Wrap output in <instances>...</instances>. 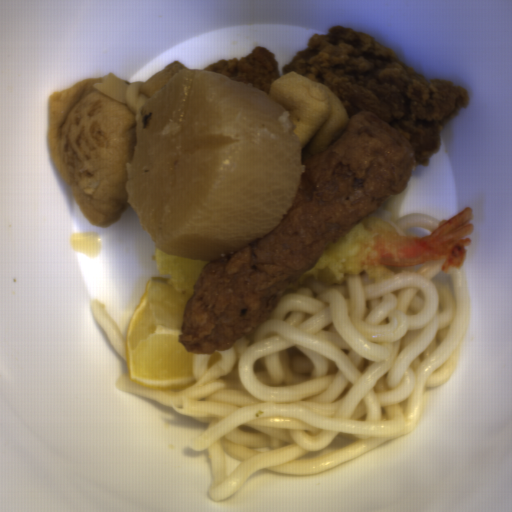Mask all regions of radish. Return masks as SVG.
I'll return each instance as SVG.
<instances>
[{
  "label": "radish",
  "instance_id": "obj_1",
  "mask_svg": "<svg viewBox=\"0 0 512 512\" xmlns=\"http://www.w3.org/2000/svg\"><path fill=\"white\" fill-rule=\"evenodd\" d=\"M292 114L219 72L182 68L135 116L128 202L156 249L211 261L260 239L303 178Z\"/></svg>",
  "mask_w": 512,
  "mask_h": 512
}]
</instances>
